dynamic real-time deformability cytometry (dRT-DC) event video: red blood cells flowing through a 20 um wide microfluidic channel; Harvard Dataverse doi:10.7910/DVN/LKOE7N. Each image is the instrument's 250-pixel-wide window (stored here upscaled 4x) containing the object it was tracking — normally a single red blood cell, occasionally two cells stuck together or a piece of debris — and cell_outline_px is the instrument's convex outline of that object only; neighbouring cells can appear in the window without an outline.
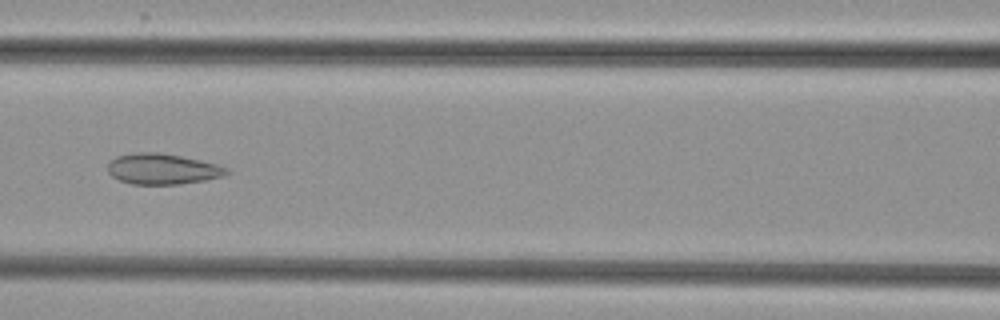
{"species": "common noctule bat (a hibernating species)", "species_latin": "Nyctalus noctula", "temperature_condition": "cold", "stored_images_in_passage": 6, "camera_frame_rate_fps": 3000, "um_per_image_px": 0.085, "animal": {"sex": "female", "body_mass_g": 29.2, "forearm_length_mm": 56.3}, "frame": {"image": 1, "passage_image": 6, "time_ms": 5.667, "image_size_px": [1000, 320], "cell_outline_px": [[228, 172], [224, 176], [204, 180], [180, 184], [132, 184], [120, 180], [112, 176], [108, 172], [108, 164], [116, 156], [136, 152], [160, 152], [200, 160], [216, 164], [228, 168]], "centroid_in_image_um": [13.8, 14.36], "position_along_channel_um": 152.8, "area_um2": 21.15}}